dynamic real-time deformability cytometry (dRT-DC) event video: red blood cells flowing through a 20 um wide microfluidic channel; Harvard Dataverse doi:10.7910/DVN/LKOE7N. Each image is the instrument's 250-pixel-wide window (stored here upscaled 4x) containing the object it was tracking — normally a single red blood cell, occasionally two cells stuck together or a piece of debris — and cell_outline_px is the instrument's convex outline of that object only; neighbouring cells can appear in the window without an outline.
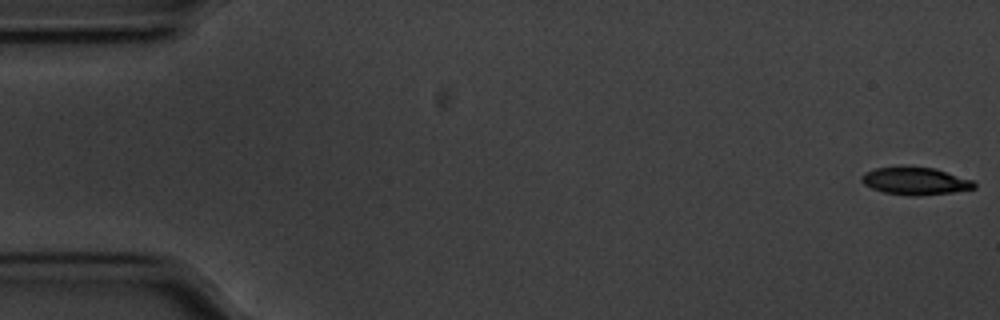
{"species": "common noctule bat (a hibernating species)", "species_latin": "Nyctalus noctula", "temperature_condition": "cold", "stored_images_in_passage": 56, "camera_frame_rate_fps": 3000, "um_per_image_px": 0.085, "animal": {"sex": "male", "body_mass_g": 20.1, "forearm_length_mm": 53.5}, "frame": {"image": 1, "passage_image": 1, "time_ms": 0.0, "image_size_px": [1000, 320], "cell_outline_px": [[976, 188], [952, 192], [916, 196], [908, 196], [884, 192], [872, 188], [864, 184], [860, 180], [860, 176], [864, 172], [876, 168], [932, 168], [972, 180], [976, 184]], "centroid_in_image_um": [77.77, 15.41], "position_along_channel_um": 7.2, "area_um2": 17.57}}
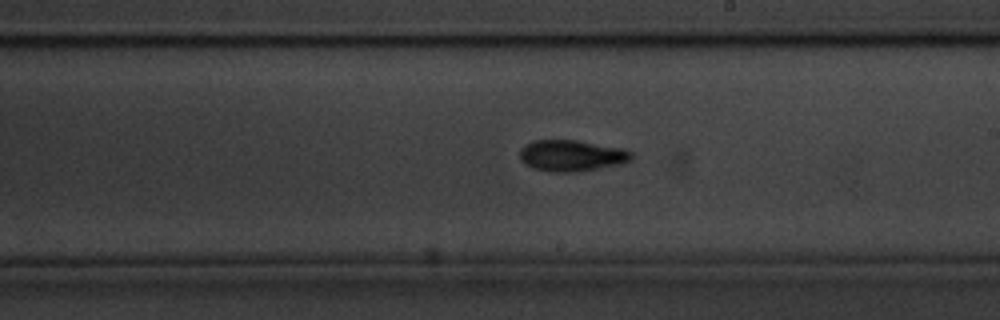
{"frame": {"image": 2, "passage_image": 32, "time_ms": 10.333, "image_size_px": [1000, 320], "cell_outline_px": [[632, 160], [620, 164], [576, 172], [552, 172], [532, 168], [524, 164], [520, 160], [520, 148], [524, 144], [532, 140], [576, 140], [624, 148], [632, 152]], "centroid_in_image_um": [48.56, 13.22], "position_along_channel_um": 240.4, "area_um2": 20.58}}
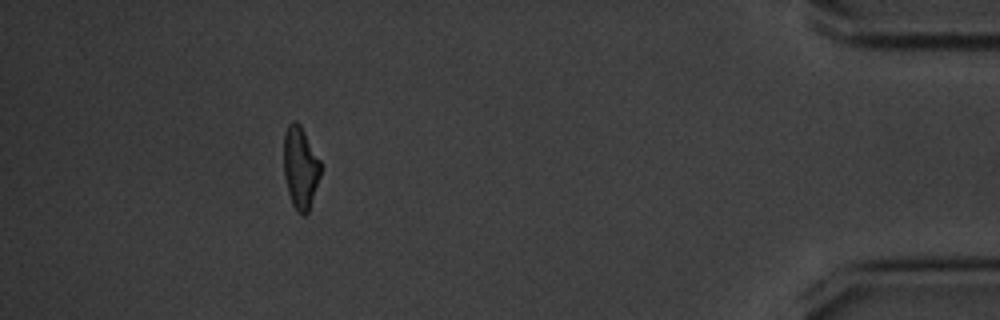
{"frame": {"image": 3, "passage_image": 51, "time_ms": 16.667, "image_size_px": [1000, 320], "cell_outline_px": [[320, 176], [308, 212], [304, 216], [296, 212], [292, 204], [288, 192], [284, 176], [284, 132], [288, 124], [292, 120], [296, 120], [300, 124], [320, 160]], "centroid_in_image_um": [25.52, 14.24], "position_along_channel_um": 409.7, "area_um2": 17.69}, "authors_computed_cell_mechanics": {"area_um2": 18.785, "velocity_mm_per_s": 3.5592, "shape_relaxation_time_tau1_ms": 4.091, "shape_relaxation_time_tau2_ms": 5.7186, "deformation_change_tau1": 0.1571, "deformation_change_tau2": 0.1363}}